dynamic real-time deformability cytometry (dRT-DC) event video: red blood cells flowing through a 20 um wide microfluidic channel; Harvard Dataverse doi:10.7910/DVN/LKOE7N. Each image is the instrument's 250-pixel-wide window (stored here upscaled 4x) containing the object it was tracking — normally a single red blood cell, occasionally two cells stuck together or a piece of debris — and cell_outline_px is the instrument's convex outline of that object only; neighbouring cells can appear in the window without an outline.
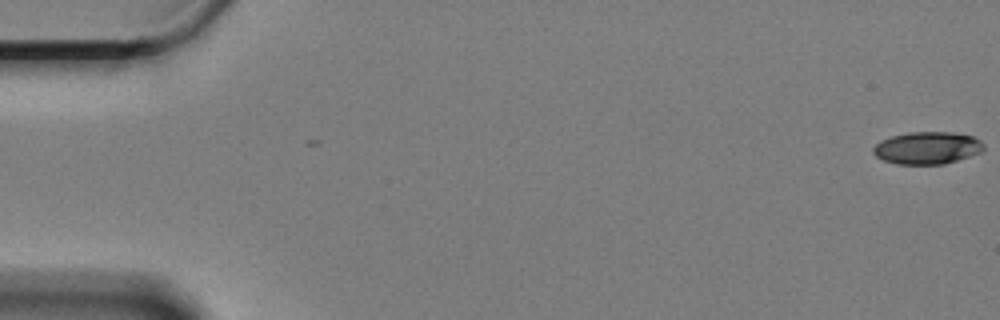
{"species": "Egyptian fruit bat (a non-hibernating species)", "species_latin": "Rousettus aegyptiacus", "temperature_condition": "cold", "stored_images_in_passage": 61, "camera_frame_rate_fps": 3000, "um_per_image_px": 0.085, "animal": {"sex": "female"}, "frame": {"image": 1, "passage_image": 1, "time_ms": 0.0, "image_size_px": [1000, 320], "cell_outline_px": [[984, 148], [980, 152], [944, 164], [896, 164], [884, 160], [876, 156], [872, 152], [872, 148], [880, 140], [892, 136], [908, 132], [952, 132], [972, 136], [980, 140], [984, 144]], "centroid_in_image_um": [78.79, 12.56], "position_along_channel_um": 6.2, "area_um2": 20.75}}
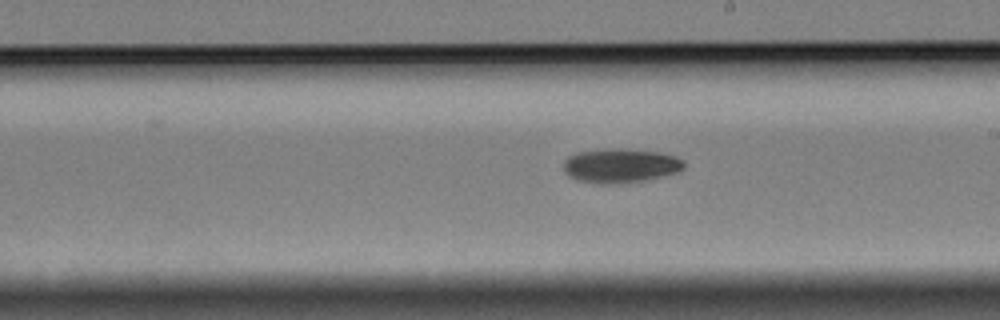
{"frame": {"image": 2, "passage_image": 35, "time_ms": 11.333, "image_size_px": [1000, 320], "cell_outline_px": [[684, 168], [676, 172], [644, 180], [612, 184], [600, 184], [576, 180], [568, 176], [564, 172], [564, 160], [568, 156], [576, 152], [616, 148], [620, 148], [656, 152], [676, 156], [684, 160]], "centroid_in_image_um": [52.69, 14.08], "position_along_channel_um": 236.3, "area_um2": 23.93}}
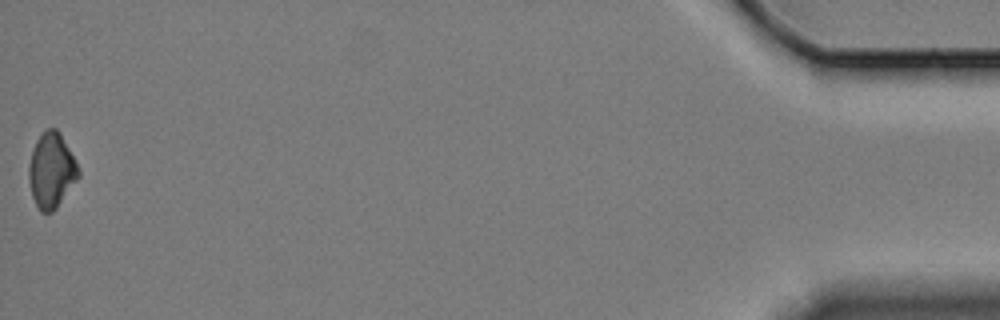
{"frame": {"image": 3, "passage_image": 61, "time_ms": 20.0, "image_size_px": [1000, 320], "cell_outline_px": [[80, 176], [56, 208], [52, 212], [40, 212], [32, 196], [28, 180], [28, 164], [36, 140], [48, 128], [56, 128], [60, 132], [80, 168]], "centroid_in_image_um": [4.37, 14.49], "position_along_channel_um": 430.8, "area_um2": 21.73}, "authors_computed_cell_mechanics": {"area_um2": 22.3108, "velocity_mm_per_s": 3.3206, "shape_relaxation_time_tau1_ms": 4.619, "shape_relaxation_time_tau2_ms": null, "deformation_change_tau1": 0.1151, "deformation_change_tau2": null}}